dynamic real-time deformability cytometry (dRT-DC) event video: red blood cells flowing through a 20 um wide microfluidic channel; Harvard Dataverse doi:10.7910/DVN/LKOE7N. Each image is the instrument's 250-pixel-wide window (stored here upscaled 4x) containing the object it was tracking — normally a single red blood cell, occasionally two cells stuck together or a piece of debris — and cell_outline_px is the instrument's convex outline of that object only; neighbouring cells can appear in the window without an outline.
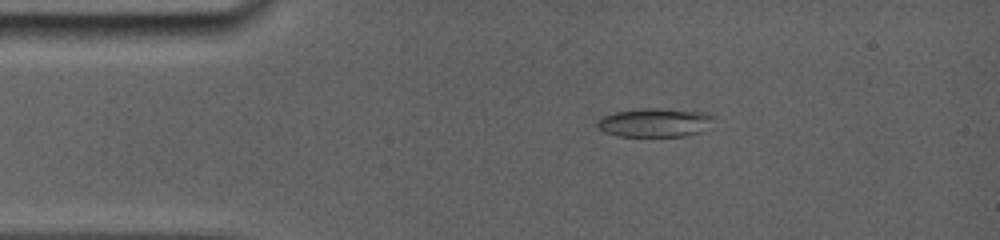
{"species": "common noctule bat (a hibernating species)", "species_latin": "Nyctalus noctula", "temperature_condition": "room temperature", "stored_images_in_passage": 11, "camera_frame_rate_fps": 5000, "um_per_image_px": 0.085, "animal": {"sex": "female", "body_mass_g": 19.0, "forearm_length_mm": 56.7}, "frame": {"image": 1, "passage_image": 5, "time_ms": 2.8, "image_size_px": [1000, 240], "cell_outline_px": [[708, 116], [696, 132], [680, 136], [620, 136], [608, 132], [600, 128], [596, 124], [604, 116], [616, 112], [644, 108], [648, 108], [692, 112]], "centroid_in_image_um": [55.4, 10.43], "position_along_channel_um": 29.6, "area_um2": 17.63}}
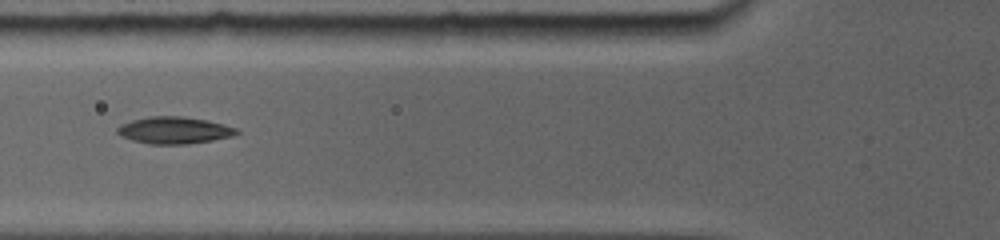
{"frame": {"image": 2, "passage_image": 10, "time_ms": 6.0, "image_size_px": [1000, 240], "cell_outline_px": [[240, 132], [228, 136], [212, 140], [180, 144], [152, 144], [132, 140], [116, 132], [116, 128], [132, 120], [152, 116], [180, 116], [204, 120], [220, 124], [232, 128]], "centroid_in_image_um": [14.73, 11.07], "position_along_channel_um": 111.1, "area_um2": 17.92}}